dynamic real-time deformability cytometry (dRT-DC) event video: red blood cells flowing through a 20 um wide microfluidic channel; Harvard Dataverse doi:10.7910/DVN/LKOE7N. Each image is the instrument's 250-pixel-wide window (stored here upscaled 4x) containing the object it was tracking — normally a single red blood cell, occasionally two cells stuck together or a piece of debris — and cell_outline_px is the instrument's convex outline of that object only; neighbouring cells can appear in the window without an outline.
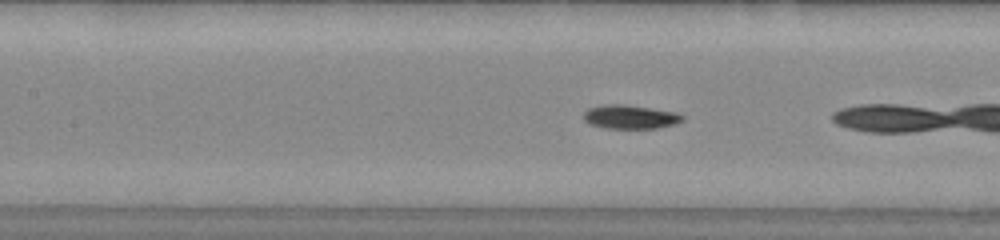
{"species": "common noctule bat (a hibernating species)", "species_latin": "Nyctalus noctula", "temperature_condition": "warm", "stored_images_in_passage": 23, "camera_frame_rate_fps": 3000, "um_per_image_px": 0.085, "animal": {"sex": "male", "body_mass_g": 20.0, "forearm_length_mm": 53.3}, "frame": {"image": 1, "passage_image": 22, "time_ms": 7.0, "image_size_px": [1000, 240], "cell_outline_px": [[684, 120], [676, 124], [656, 128], [608, 128], [588, 124], [584, 120], [584, 112], [588, 108], [604, 104], [624, 104], [676, 112], [684, 116]], "centroid_in_image_um": [53.56, 9.93], "position_along_channel_um": 153.8, "area_um2": 13.76}}